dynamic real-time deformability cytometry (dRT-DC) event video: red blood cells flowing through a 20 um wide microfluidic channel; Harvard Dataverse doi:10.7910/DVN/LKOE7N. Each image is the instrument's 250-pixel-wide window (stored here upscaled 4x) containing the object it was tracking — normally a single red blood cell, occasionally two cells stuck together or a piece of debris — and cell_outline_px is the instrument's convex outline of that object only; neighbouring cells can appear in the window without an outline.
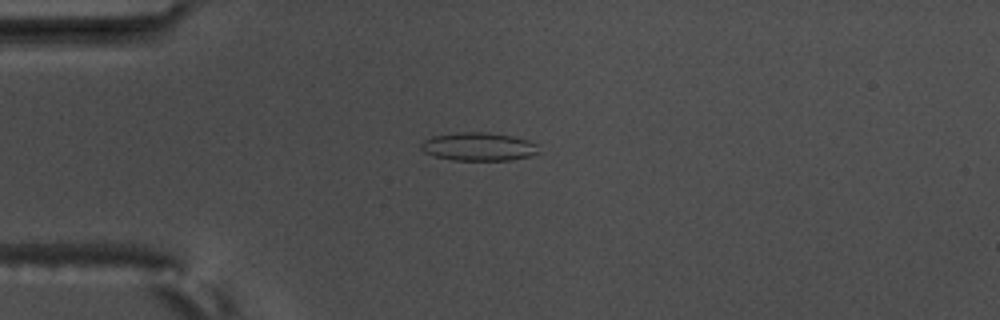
{"species": "common noctule bat (a hibernating species)", "species_latin": "Nyctalus noctula", "temperature_condition": "warm", "stored_images_in_passage": 7, "camera_frame_rate_fps": 3000, "um_per_image_px": 0.085, "animal": {"sex": "male", "body_mass_g": 17.5, "forearm_length_mm": 52.3}, "frame": {"image": 1, "passage_image": 5, "time_ms": 1.333, "image_size_px": [1000, 320], "cell_outline_px": [[540, 152], [528, 156], [508, 160], [452, 160], [436, 156], [424, 152], [420, 148], [420, 144], [424, 140], [432, 136], [456, 132], [488, 132], [512, 136], [528, 140], [536, 144]], "centroid_in_image_um": [40.65, 12.45], "position_along_channel_um": 44.3, "area_um2": 19.36}}